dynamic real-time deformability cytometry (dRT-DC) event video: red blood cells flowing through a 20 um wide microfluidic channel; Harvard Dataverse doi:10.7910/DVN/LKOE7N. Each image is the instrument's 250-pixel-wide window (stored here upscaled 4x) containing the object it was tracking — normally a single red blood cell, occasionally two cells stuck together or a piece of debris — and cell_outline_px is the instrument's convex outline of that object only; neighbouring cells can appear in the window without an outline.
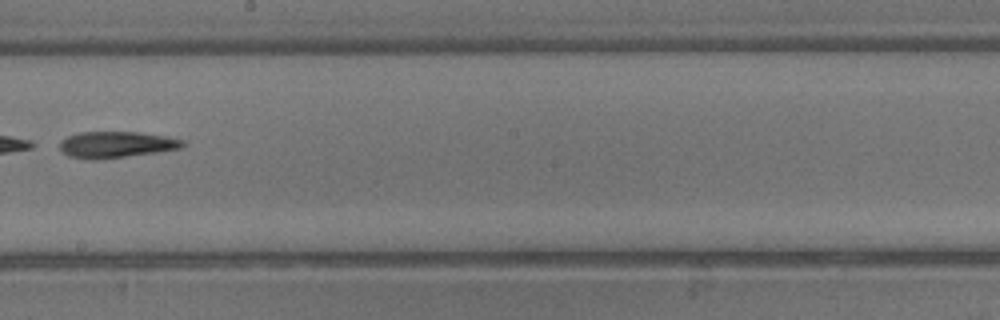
{"species": "common noctule bat (a hibernating species)", "species_latin": "Nyctalus noctula", "temperature_condition": "warm", "stored_images_in_passage": 20, "camera_frame_rate_fps": 3000, "um_per_image_px": 0.085, "animal": {"sex": "male", "body_mass_g": 13.3}, "frame": {"image": 1, "passage_image": 9, "time_ms": 2.667, "image_size_px": [1000, 320], "cell_outline_px": [[184, 144], [180, 148], [156, 152], [96, 160], [92, 160], [68, 156], [60, 148], [60, 140], [68, 136], [80, 132], [136, 132], [164, 136], [184, 140]], "centroid_in_image_um": [9.84, 12.29], "position_along_channel_um": 238.4, "area_um2": 18.61}}